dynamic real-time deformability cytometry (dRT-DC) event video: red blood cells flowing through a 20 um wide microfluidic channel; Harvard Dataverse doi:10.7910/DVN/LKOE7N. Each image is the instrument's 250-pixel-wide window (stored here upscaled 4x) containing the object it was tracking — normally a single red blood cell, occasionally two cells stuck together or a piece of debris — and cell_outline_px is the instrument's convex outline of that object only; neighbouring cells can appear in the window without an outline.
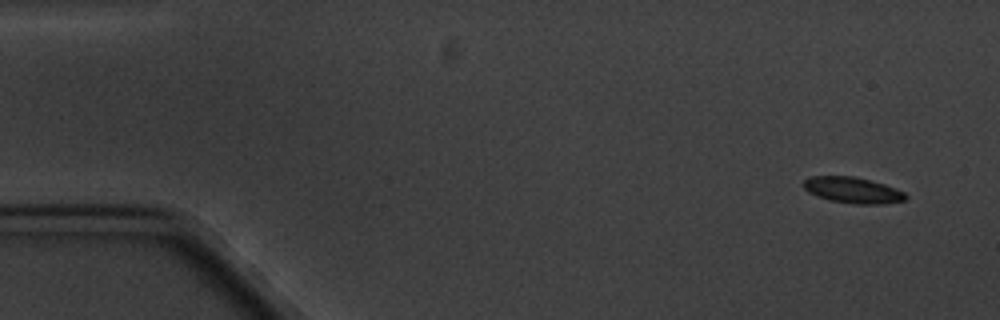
{"species": "common noctule bat (a hibernating species)", "species_latin": "Nyctalus noctula", "temperature_condition": "cold", "stored_images_in_passage": 4, "camera_frame_rate_fps": 3000, "um_per_image_px": 0.085, "animal": {"sex": "male", "body_mass_g": 20.1, "forearm_length_mm": 53.5}, "frame": {"image": 1, "passage_image": 1, "time_ms": 0.0, "image_size_px": [1000, 320], "cell_outline_px": [[908, 196], [904, 200], [884, 204], [856, 204], [828, 200], [816, 196], [808, 192], [800, 184], [808, 176], [852, 176], [884, 184], [904, 192]], "centroid_in_image_um": [72.42, 16.16], "position_along_channel_um": 12.6, "area_um2": 15.55}}
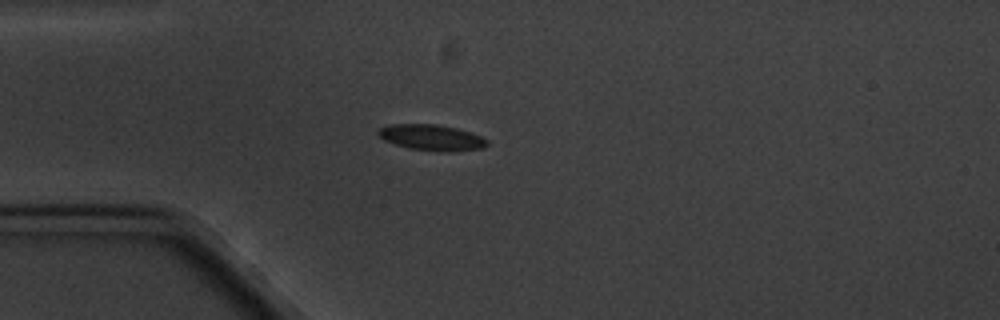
{"frame": {"image": 2, "passage_image": 4, "time_ms": 4.0, "image_size_px": [1000, 320], "cell_outline_px": [[488, 144], [484, 148], [452, 152], [444, 152], [408, 148], [384, 140], [376, 132], [380, 128], [388, 124], [436, 124], [456, 128], [472, 132], [488, 140]], "centroid_in_image_um": [36.71, 11.69], "position_along_channel_um": 48.3, "area_um2": 16.53}}